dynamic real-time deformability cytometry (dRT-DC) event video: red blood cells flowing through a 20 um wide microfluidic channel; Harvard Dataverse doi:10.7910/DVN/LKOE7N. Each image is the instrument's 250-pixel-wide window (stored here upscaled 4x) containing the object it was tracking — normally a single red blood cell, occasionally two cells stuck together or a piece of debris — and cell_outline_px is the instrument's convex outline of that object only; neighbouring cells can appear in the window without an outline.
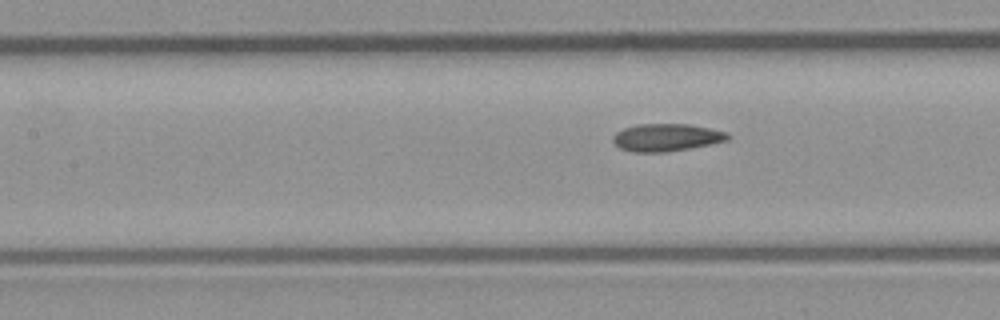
{"species": "common noctule bat (a hibernating species)", "species_latin": "Nyctalus noctula", "temperature_condition": "room temperature", "stored_images_in_passage": 4, "camera_frame_rate_fps": 3000, "um_per_image_px": 0.085, "animal": {"sex": "male", "body_mass_g": 23.1, "forearm_length_mm": 52.7}, "frame": {"image": 1, "passage_image": 4, "time_ms": 3.667, "image_size_px": [1000, 320], "cell_outline_px": [[728, 140], [668, 152], [632, 152], [620, 148], [612, 140], [612, 136], [616, 132], [624, 128], [636, 124], [688, 124], [708, 128], [724, 132], [728, 136]], "centroid_in_image_um": [56.56, 11.68], "position_along_channel_um": 150.8, "area_um2": 18.15}}